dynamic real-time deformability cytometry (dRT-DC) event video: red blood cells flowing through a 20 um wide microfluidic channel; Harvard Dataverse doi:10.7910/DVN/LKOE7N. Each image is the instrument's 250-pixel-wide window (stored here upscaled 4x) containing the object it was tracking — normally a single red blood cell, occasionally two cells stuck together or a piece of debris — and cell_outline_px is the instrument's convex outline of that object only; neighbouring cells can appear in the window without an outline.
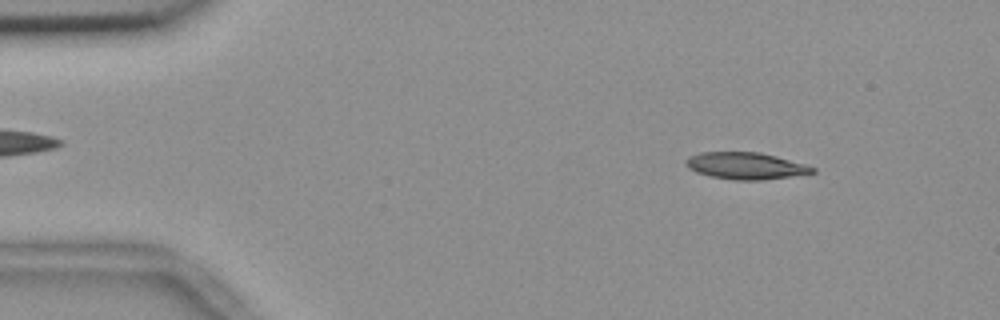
{"species": "common noctule bat (a hibernating species)", "species_latin": "Nyctalus noctula", "temperature_condition": "room temperature", "stored_images_in_passage": 54, "camera_frame_rate_fps": 3000, "um_per_image_px": 0.085, "animal": {"sex": "female", "body_mass_g": 18.4}, "frame": {"image": 1, "passage_image": 6, "time_ms": 1.667, "image_size_px": [1000, 320], "cell_outline_px": [[816, 172], [760, 180], [732, 180], [708, 176], [696, 172], [688, 168], [684, 164], [684, 160], [688, 156], [700, 152], [760, 152], [776, 156], [804, 164], [816, 168]], "centroid_in_image_um": [63.3, 14.09], "position_along_channel_um": 21.7, "area_um2": 19.83}}
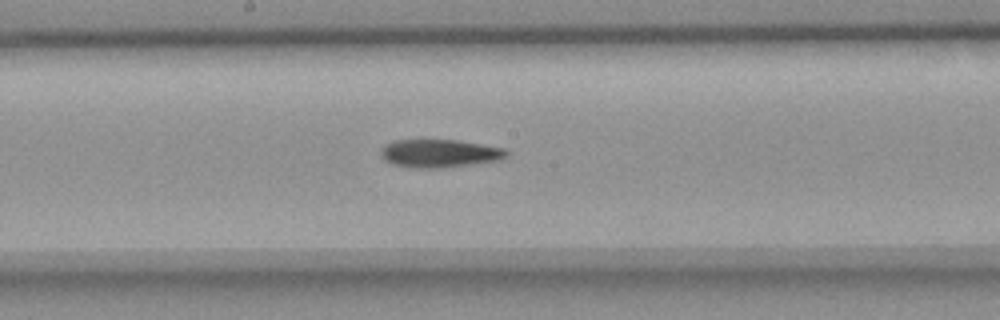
{"frame": {"image": 2, "passage_image": 28, "time_ms": 9.0, "image_size_px": [1000, 320], "cell_outline_px": [[508, 156], [500, 160], [476, 164], [444, 168], [408, 168], [392, 164], [384, 160], [380, 156], [380, 148], [392, 140], [456, 140], [504, 148], [508, 152]], "centroid_in_image_um": [37.33, 13.05], "position_along_channel_um": 210.9, "area_um2": 20.92}}
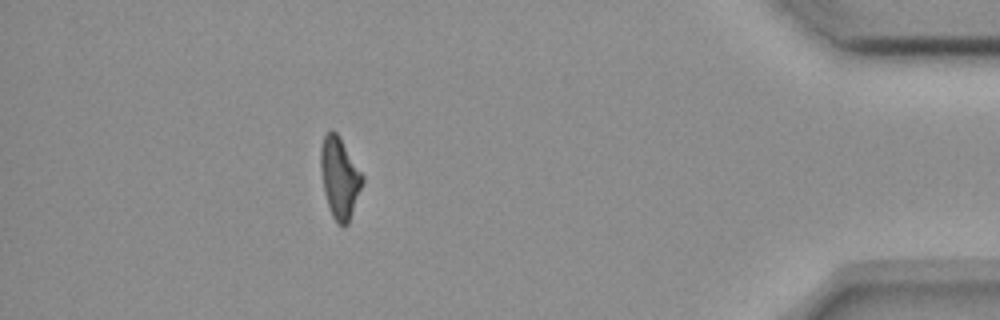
{"frame": {"image": 3, "passage_image": 48, "time_ms": 15.667, "image_size_px": [1000, 320], "cell_outline_px": [[364, 184], [348, 224], [344, 228], [336, 224], [328, 208], [324, 192], [320, 168], [320, 148], [324, 136], [332, 128], [336, 132], [364, 176]], "centroid_in_image_um": [28.87, 15.17], "position_along_channel_um": 406.3, "area_um2": 20.0}, "authors_computed_cell_mechanics": {"area_um2": 20.2878, "velocity_mm_per_s": 3.6852, "shape_relaxation_time_tau1_ms": 10.6087, "shape_relaxation_time_tau2_ms": null, "deformation_change_tau1": 0.2496, "deformation_change_tau2": null}}